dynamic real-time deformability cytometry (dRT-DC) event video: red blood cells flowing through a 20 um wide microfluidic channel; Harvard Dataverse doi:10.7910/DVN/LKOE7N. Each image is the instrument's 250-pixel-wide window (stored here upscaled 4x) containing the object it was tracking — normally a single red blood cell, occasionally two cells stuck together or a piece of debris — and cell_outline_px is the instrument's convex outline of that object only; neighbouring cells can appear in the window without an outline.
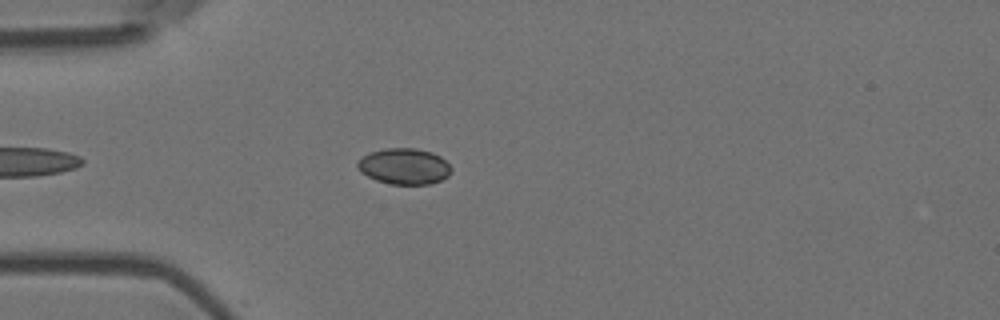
{"species": "Egyptian fruit bat (a non-hibernating species)", "species_latin": "Rousettus aegyptiacus", "temperature_condition": "room temperature", "stored_images_in_passage": 4, "camera_frame_rate_fps": 3000, "um_per_image_px": 0.085, "animal": {"sex": "female"}, "frame": {"image": 1, "passage_image": 4, "time_ms": 1.0, "image_size_px": [1000, 320], "cell_outline_px": [[452, 172], [448, 176], [432, 184], [388, 184], [376, 180], [360, 172], [356, 164], [364, 156], [372, 152], [384, 148], [416, 148], [432, 152], [440, 156], [452, 168]], "centroid_in_image_um": [34.38, 14.14], "position_along_channel_um": 50.6, "area_um2": 19.65}}